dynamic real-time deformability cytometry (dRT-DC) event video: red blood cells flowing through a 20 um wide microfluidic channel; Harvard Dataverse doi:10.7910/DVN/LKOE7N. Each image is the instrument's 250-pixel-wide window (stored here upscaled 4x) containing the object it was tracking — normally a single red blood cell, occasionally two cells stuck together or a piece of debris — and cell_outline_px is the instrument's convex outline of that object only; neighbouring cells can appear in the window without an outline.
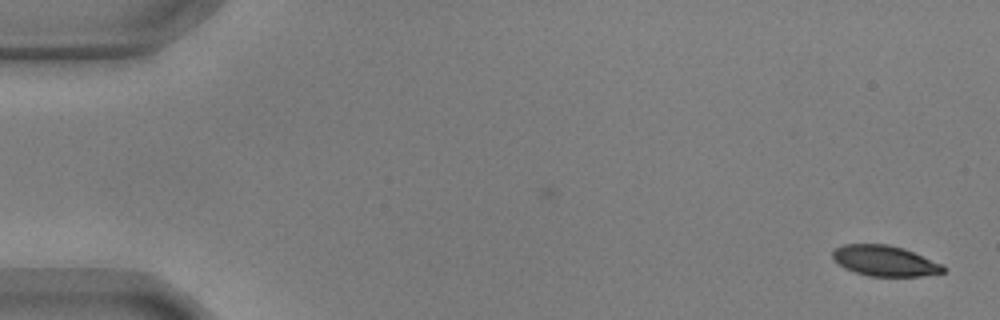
{"species": "common noctule bat (a hibernating species)", "species_latin": "Nyctalus noctula", "temperature_condition": "warm", "stored_images_in_passage": 55, "camera_frame_rate_fps": 3000, "um_per_image_px": 0.085, "animal": {"sex": "male", "body_mass_g": 17.9, "forearm_length_mm": 54.2}, "frame": {"image": 1, "passage_image": 1, "time_ms": 0.0, "image_size_px": [1000, 320], "cell_outline_px": [[948, 268], [944, 272], [920, 276], [868, 276], [844, 268], [832, 260], [832, 252], [836, 248], [844, 244], [888, 244], [904, 248], [944, 264]], "centroid_in_image_um": [75.22, 22.17], "position_along_channel_um": 9.8, "area_um2": 19.94}}
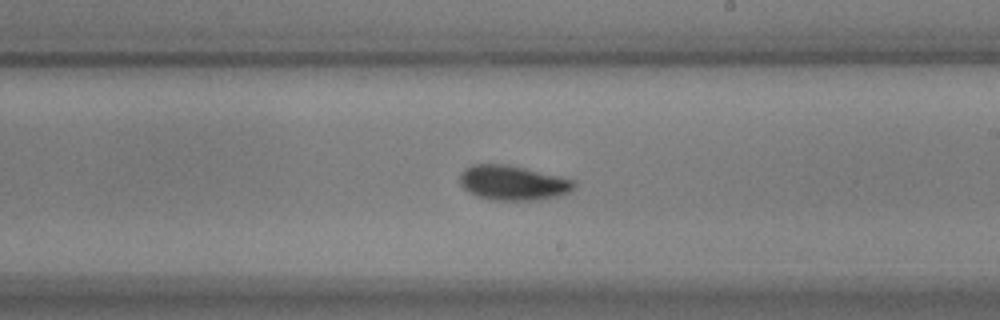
{"frame": {"image": 2, "passage_image": 32, "time_ms": 10.333, "image_size_px": [1000, 320], "cell_outline_px": [[576, 188], [560, 196], [540, 200], [492, 200], [476, 196], [468, 192], [460, 184], [460, 172], [464, 168], [472, 164], [508, 164], [564, 176], [576, 180]], "centroid_in_image_um": [43.64, 15.53], "position_along_channel_um": 245.4, "area_um2": 23.76}}
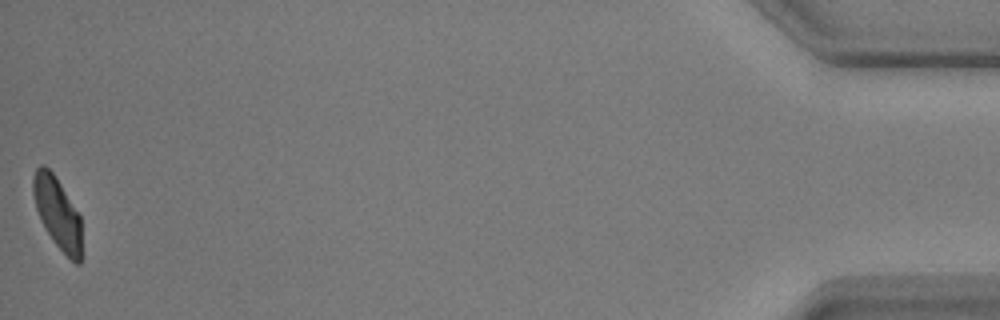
{"frame": {"image": 3, "passage_image": 55, "time_ms": 18.0, "image_size_px": [1000, 320], "cell_outline_px": [[80, 264], [76, 264], [52, 240], [40, 220], [36, 208], [32, 192], [32, 176], [36, 168], [40, 164], [44, 164], [52, 172], [60, 184], [80, 216]], "centroid_in_image_um": [4.83, 18.05], "position_along_channel_um": 430.4, "area_um2": 19.83}, "authors_computed_cell_mechanics": {"area_um2": 22.1374, "velocity_mm_per_s": 3.6185, "shape_relaxation_time_tau1_ms": 2.6565, "shape_relaxation_time_tau2_ms": 3.0917, "deformation_change_tau1": 0.1331, "deformation_change_tau2": 0.0548}}